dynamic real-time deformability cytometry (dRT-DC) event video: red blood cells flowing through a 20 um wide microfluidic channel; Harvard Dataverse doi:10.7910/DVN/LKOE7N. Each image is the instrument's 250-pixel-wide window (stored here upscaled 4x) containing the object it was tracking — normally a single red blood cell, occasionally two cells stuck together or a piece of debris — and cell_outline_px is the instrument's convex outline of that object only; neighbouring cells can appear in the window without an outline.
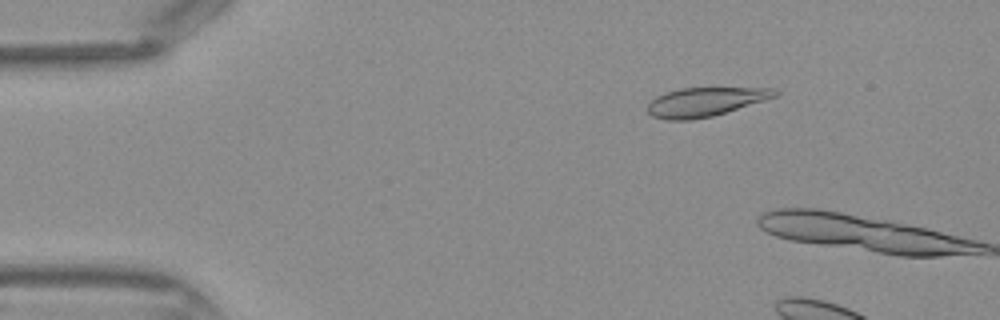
{"species": "Egyptian fruit bat (a non-hibernating species)", "species_latin": "Rousettus aegyptiacus", "temperature_condition": "warm", "stored_images_in_passage": 8, "camera_frame_rate_fps": 3000, "um_per_image_px": 0.085, "frame": {"image": 1, "passage_image": 7, "time_ms": 2.0, "image_size_px": [1000, 320], "cell_outline_px": [[780, 92], [776, 96], [764, 100], [712, 116], [692, 120], [668, 120], [652, 116], [644, 108], [656, 96], [680, 88], [776, 88]], "centroid_in_image_um": [59.91, 8.66], "position_along_channel_um": 25.1, "area_um2": 21.33}}